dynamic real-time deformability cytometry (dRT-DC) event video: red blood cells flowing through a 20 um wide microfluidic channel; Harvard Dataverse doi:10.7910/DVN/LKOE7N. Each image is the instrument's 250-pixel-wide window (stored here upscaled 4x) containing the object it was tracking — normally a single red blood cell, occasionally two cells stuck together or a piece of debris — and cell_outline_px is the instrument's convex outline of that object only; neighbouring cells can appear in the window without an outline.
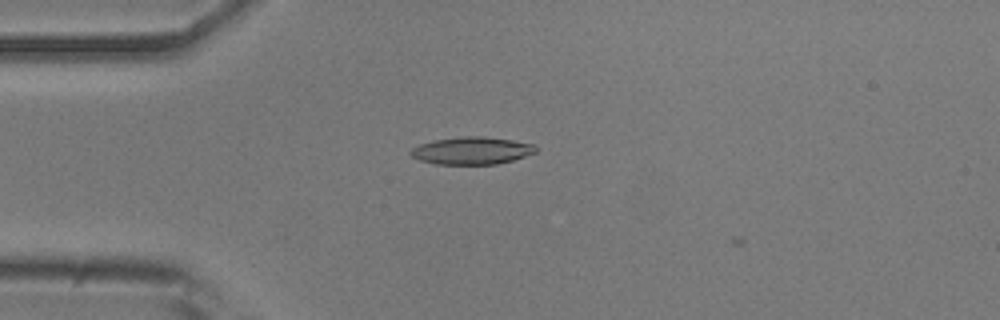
{"species": "common noctule bat (a hibernating species)", "species_latin": "Nyctalus noctula", "temperature_condition": "room temperature", "stored_images_in_passage": 5, "camera_frame_rate_fps": 3000, "um_per_image_px": 0.085, "animal": {"sex": "male", "body_mass_g": 20.5, "forearm_length_mm": 52.5}, "frame": {"image": 1, "passage_image": 4, "time_ms": 1.0, "image_size_px": [1000, 320], "cell_outline_px": [[536, 152], [512, 160], [496, 164], [436, 164], [420, 160], [412, 156], [408, 152], [412, 148], [420, 144], [432, 140], [464, 136], [484, 136], [512, 140], [536, 144]], "centroid_in_image_um": [40.09, 12.79], "position_along_channel_um": 44.9, "area_um2": 20.0}}